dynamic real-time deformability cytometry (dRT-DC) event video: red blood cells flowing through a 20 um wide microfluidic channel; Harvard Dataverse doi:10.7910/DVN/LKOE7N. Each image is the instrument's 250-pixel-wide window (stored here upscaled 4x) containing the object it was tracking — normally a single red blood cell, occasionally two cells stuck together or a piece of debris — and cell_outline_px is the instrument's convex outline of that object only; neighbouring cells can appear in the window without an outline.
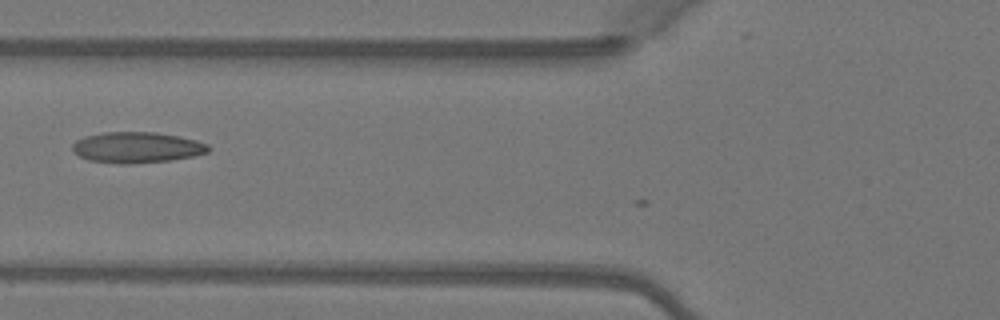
{"species": "Egyptian fruit bat (a non-hibernating species)", "species_latin": "Rousettus aegyptiacus", "temperature_condition": "warm", "stored_images_in_passage": 5, "camera_frame_rate_fps": 3000, "um_per_image_px": 0.085, "animal": {"sex": "female"}, "frame": {"image": 1, "passage_image": 4, "time_ms": 1.0, "image_size_px": [1000, 320], "cell_outline_px": [[212, 148], [208, 152], [192, 156], [168, 160], [132, 164], [120, 164], [88, 160], [80, 156], [72, 148], [72, 144], [76, 140], [84, 136], [104, 132], [156, 132], [180, 136], [196, 140], [208, 144]], "centroid_in_image_um": [11.64, 12.52], "position_along_channel_um": 114.2, "area_um2": 24.51}}